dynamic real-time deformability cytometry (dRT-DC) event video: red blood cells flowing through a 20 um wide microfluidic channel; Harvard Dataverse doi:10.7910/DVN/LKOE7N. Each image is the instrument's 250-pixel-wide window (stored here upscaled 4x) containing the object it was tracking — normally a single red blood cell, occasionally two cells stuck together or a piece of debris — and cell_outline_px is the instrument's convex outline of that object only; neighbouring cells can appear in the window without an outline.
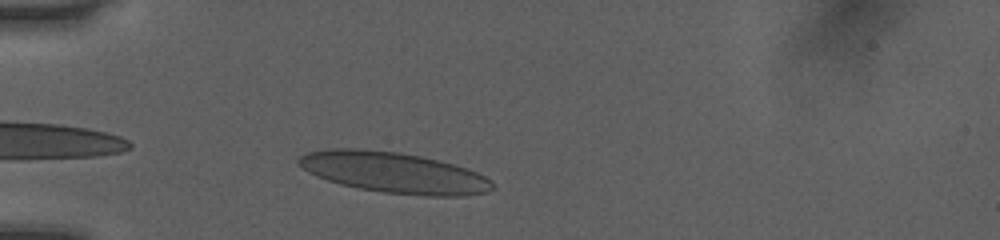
{"species": "human", "species_latin": "Homo sapiens", "temperature_condition": "room temperature", "stored_images_in_passage": 31, "camera_frame_rate_fps": 3000, "um_per_image_px": 0.085, "donor": {"sex": "female"}, "frame": {"image": 1, "passage_image": 2, "time_ms": 0.333, "image_size_px": [1000, 240], "cell_outline_px": [[496, 188], [484, 192], [464, 196], [424, 196], [384, 192], [360, 188], [340, 184], [316, 176], [308, 172], [296, 160], [304, 152], [328, 148], [356, 148], [396, 152], [420, 156], [452, 164], [476, 172], [492, 180]], "centroid_in_image_um": [33.45, 14.67], "position_along_channel_um": 51.5, "area_um2": 45.89}}
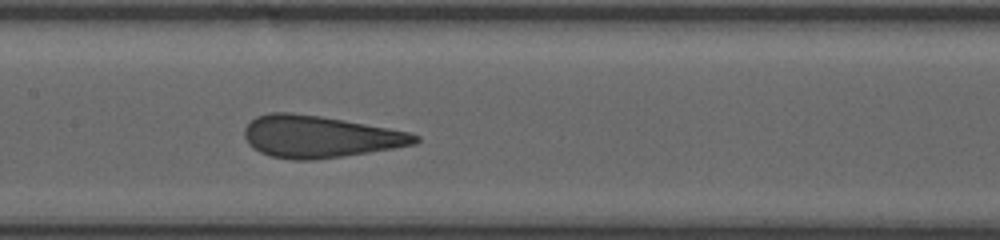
{"frame": {"image": 2, "passage_image": 13, "time_ms": 4.0, "image_size_px": [1000, 240], "cell_outline_px": [[420, 140], [416, 144], [368, 152], [312, 160], [292, 160], [272, 156], [260, 152], [252, 148], [248, 144], [244, 136], [244, 128], [256, 116], [272, 112], [292, 112], [320, 116], [344, 120], [412, 132], [420, 136]], "centroid_in_image_um": [27.16, 11.61], "position_along_channel_um": 180.2, "area_um2": 41.67}}
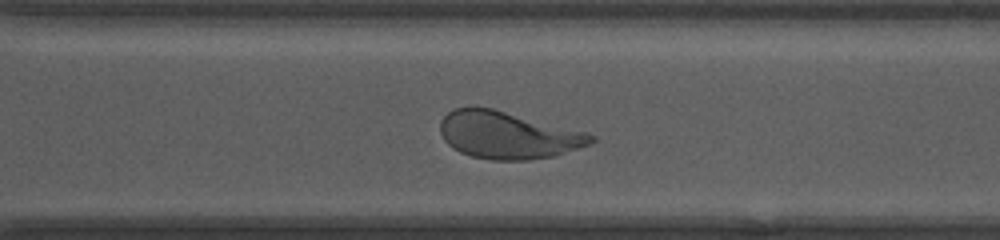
{"frame": {"image": 3, "passage_image": 24, "time_ms": 7.667, "image_size_px": [1000, 240], "cell_outline_px": [[596, 140], [588, 144], [556, 156], [528, 160], [492, 160], [472, 156], [460, 152], [452, 148], [444, 140], [440, 132], [440, 120], [452, 108], [492, 108], [584, 132], [596, 136]], "centroid_in_image_um": [43.13, 11.5], "position_along_channel_um": 327.5, "area_um2": 41.1}, "authors_computed_cell_mechanics": {"area_um2": 41.6738, "velocity_mm_per_s": 4.0468, "shape_relaxation_time_tau1_ms": 6.5384, "shape_relaxation_time_tau2_ms": null, "deformation_change_tau1": 0.2302, "deformation_change_tau2": null}}